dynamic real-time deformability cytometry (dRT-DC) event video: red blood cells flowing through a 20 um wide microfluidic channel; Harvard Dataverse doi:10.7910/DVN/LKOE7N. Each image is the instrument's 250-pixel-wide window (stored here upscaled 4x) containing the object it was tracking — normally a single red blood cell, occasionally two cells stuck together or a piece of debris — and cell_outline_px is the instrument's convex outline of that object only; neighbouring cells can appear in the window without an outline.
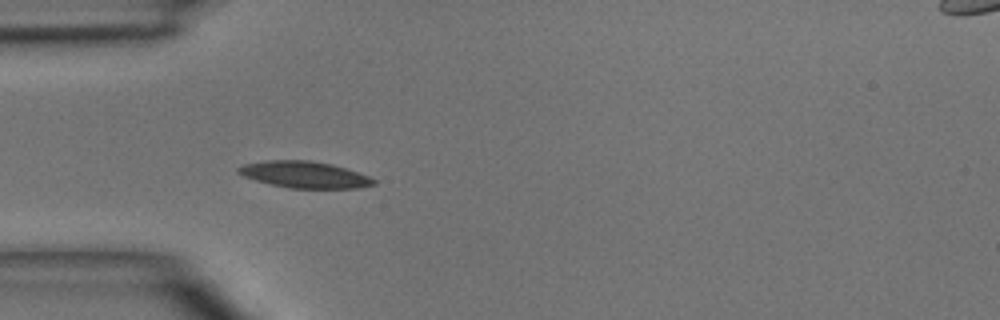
{"species": "common noctule bat (a hibernating species)", "species_latin": "Nyctalus noctula", "temperature_condition": "room temperature", "stored_images_in_passage": 2, "camera_frame_rate_fps": 3000, "um_per_image_px": 0.085, "animal": {"sex": "male", "body_mass_g": 15.6}, "frame": {"image": 1, "passage_image": 2, "time_ms": 1.333, "image_size_px": [1000, 320], "cell_outline_px": [[376, 184], [360, 188], [288, 188], [256, 180], [244, 176], [236, 172], [236, 168], [244, 164], [264, 160], [312, 160], [332, 164], [368, 176], [376, 180]], "centroid_in_image_um": [25.87, 14.84], "position_along_channel_um": 59.1, "area_um2": 20.92}}